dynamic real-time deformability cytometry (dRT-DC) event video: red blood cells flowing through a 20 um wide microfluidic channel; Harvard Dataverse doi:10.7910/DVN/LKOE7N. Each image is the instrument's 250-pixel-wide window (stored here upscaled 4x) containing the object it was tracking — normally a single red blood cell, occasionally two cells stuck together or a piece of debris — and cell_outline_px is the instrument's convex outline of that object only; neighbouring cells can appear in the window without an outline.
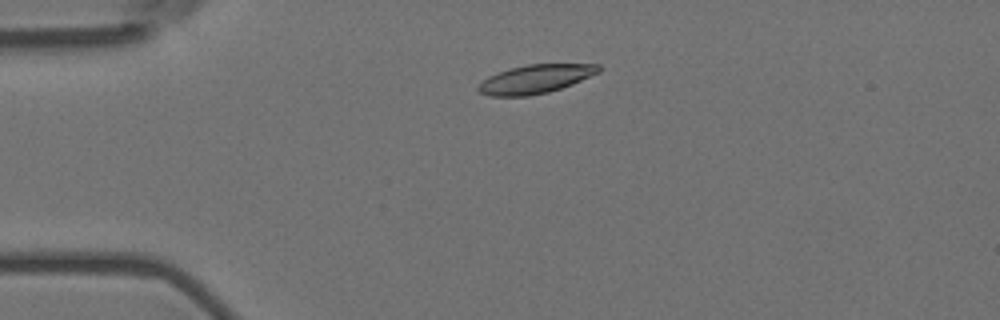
{"species": "Egyptian fruit bat (a non-hibernating species)", "species_latin": "Rousettus aegyptiacus", "temperature_condition": "room temperature", "stored_images_in_passage": 3, "camera_frame_rate_fps": 3000, "um_per_image_px": 0.085, "animal": {"sex": "female"}, "frame": {"image": 1, "passage_image": 2, "time_ms": 0.333, "image_size_px": [1000, 320], "cell_outline_px": [[600, 72], [572, 84], [548, 92], [528, 96], [488, 96], [480, 92], [476, 88], [488, 76], [512, 68], [528, 64], [600, 64]], "centroid_in_image_um": [45.52, 6.72], "position_along_channel_um": 39.5, "area_um2": 19.88}}